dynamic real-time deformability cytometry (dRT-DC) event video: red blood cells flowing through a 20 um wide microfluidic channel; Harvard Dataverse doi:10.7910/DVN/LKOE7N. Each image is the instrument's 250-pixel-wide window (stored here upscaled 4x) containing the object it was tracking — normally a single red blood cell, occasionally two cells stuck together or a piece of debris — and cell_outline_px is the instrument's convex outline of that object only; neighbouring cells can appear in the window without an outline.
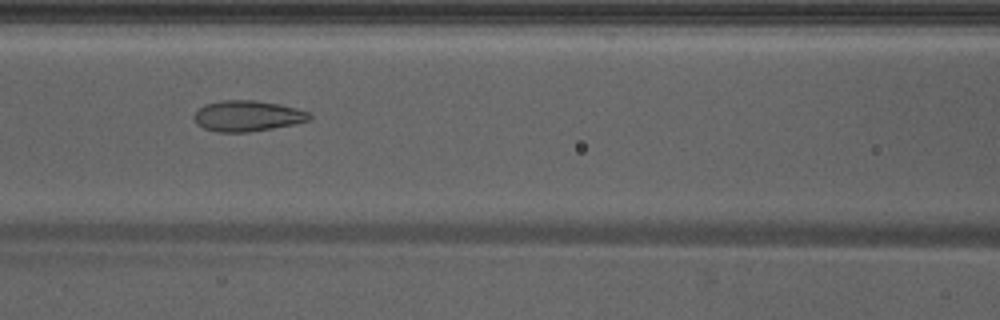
{"species": "Egyptian fruit bat (a non-hibernating species)", "species_latin": "Rousettus aegyptiacus", "temperature_condition": "warm", "stored_images_in_passage": 49, "camera_frame_rate_fps": 3000, "um_per_image_px": 0.085, "animal": {"sex": "male"}, "frame": {"image": 1, "passage_image": 22, "time_ms": 7.0, "image_size_px": [1000, 320], "cell_outline_px": [[312, 120], [272, 128], [248, 132], [216, 132], [204, 128], [196, 124], [196, 112], [204, 104], [220, 100], [256, 100], [280, 104], [296, 108], [308, 112], [312, 116]], "centroid_in_image_um": [21.05, 9.85], "position_along_channel_um": 145.6, "area_um2": 20.63}, "authors_computed_cell_mechanics": {"area_um2": 22.3686, "velocity_mm_per_s": 4.2886, "shape_relaxation_time_tau1_ms": 4.5891, "shape_relaxation_time_tau2_ms": 1.0257, "deformation_change_tau1": 0.1704, "deformation_change_tau2": 0.0731}}